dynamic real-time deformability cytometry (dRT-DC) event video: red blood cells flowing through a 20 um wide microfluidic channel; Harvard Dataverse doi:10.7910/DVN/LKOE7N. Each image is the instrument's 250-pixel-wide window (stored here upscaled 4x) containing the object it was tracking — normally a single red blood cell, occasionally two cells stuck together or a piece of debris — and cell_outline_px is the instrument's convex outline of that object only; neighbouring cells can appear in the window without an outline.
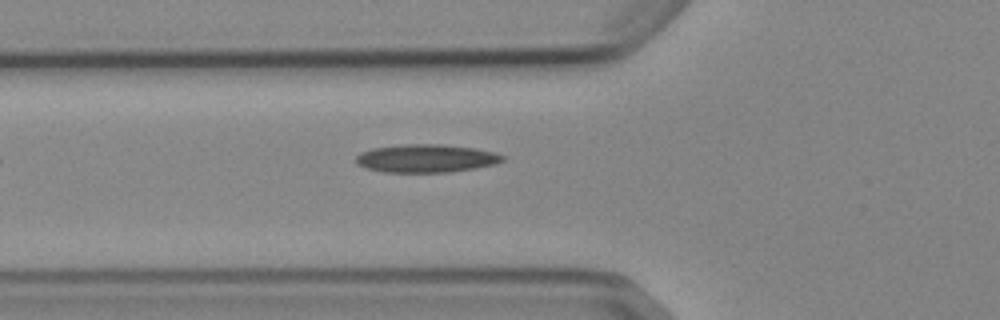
{"species": "Egyptian fruit bat (a non-hibernating species)", "species_latin": "Rousettus aegyptiacus", "temperature_condition": "cold", "stored_images_in_passage": 6, "camera_frame_rate_fps": 3000, "um_per_image_px": 0.085, "animal": {"sex": "female"}, "frame": {"image": 1, "passage_image": 6, "time_ms": 5.667, "image_size_px": [1000, 320], "cell_outline_px": [[504, 160], [496, 164], [476, 168], [448, 172], [384, 172], [368, 168], [356, 164], [356, 156], [360, 152], [372, 148], [404, 144], [440, 144], [472, 148], [496, 152], [504, 156]], "centroid_in_image_um": [36.22, 13.46], "position_along_channel_um": 89.6, "area_um2": 23.99}}